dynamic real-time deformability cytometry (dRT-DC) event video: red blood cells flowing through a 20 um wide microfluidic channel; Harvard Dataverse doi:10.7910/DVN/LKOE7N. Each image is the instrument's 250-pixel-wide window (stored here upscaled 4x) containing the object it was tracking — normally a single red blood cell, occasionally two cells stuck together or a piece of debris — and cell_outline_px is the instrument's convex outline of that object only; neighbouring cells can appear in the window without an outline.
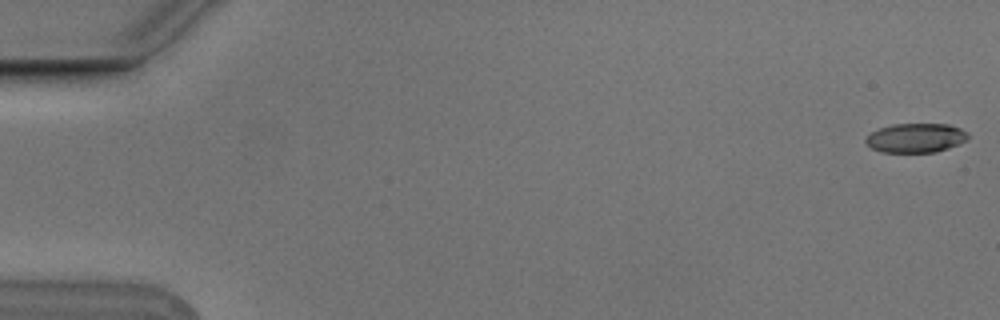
{"species": "Egyptian fruit bat (a non-hibernating species)", "species_latin": "Rousettus aegyptiacus", "temperature_condition": "cold", "stored_images_in_passage": 2, "camera_frame_rate_fps": 3000, "um_per_image_px": 0.085, "animal": {"sex": "male"}, "frame": {"image": 1, "passage_image": 2, "time_ms": 0.333, "image_size_px": [1000, 320], "cell_outline_px": [[968, 136], [964, 140], [948, 148], [936, 152], [880, 152], [872, 148], [864, 140], [872, 132], [880, 128], [892, 124], [948, 124], [960, 128], [968, 132]], "centroid_in_image_um": [77.83, 11.72], "position_along_channel_um": 7.2, "area_um2": 17.22}}